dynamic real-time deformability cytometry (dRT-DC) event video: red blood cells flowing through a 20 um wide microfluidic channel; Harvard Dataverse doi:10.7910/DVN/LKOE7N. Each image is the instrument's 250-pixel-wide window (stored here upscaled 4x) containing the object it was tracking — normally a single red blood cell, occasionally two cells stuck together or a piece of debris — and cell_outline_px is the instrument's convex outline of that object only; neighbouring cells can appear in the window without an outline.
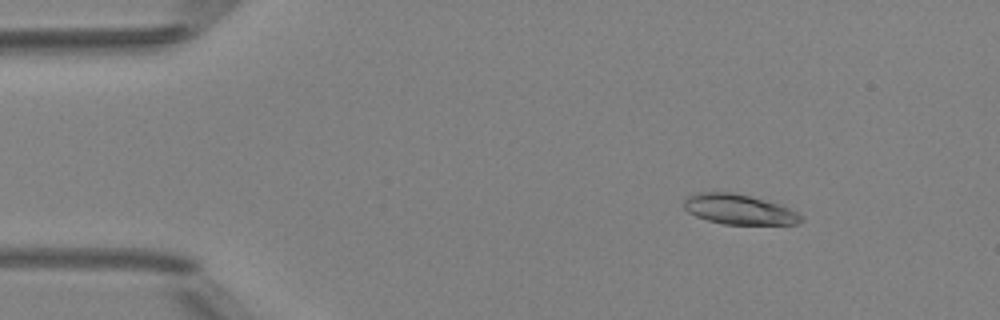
{"species": "Egyptian fruit bat (a non-hibernating species)", "species_latin": "Rousettus aegyptiacus", "temperature_condition": "room temperature", "stored_images_in_passage": 5, "camera_frame_rate_fps": 3000, "um_per_image_px": 0.085, "animal": {"sex": "female"}, "frame": {"image": 1, "passage_image": 2, "time_ms": 1.333, "image_size_px": [1000, 320], "cell_outline_px": [[804, 220], [800, 224], [724, 224], [708, 220], [696, 216], [688, 212], [684, 208], [684, 200], [688, 196], [696, 192], [732, 192], [780, 204], [804, 216]], "centroid_in_image_um": [62.83, 17.8], "position_along_channel_um": 22.2, "area_um2": 20.46}}
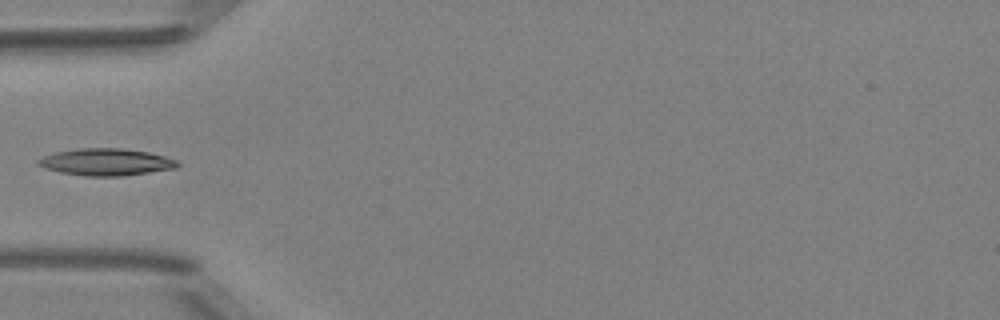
{"frame": {"image": 2, "passage_image": 4, "time_ms": 4.667, "image_size_px": [1000, 320], "cell_outline_px": [[180, 164], [176, 168], [120, 176], [84, 176], [60, 172], [44, 168], [36, 164], [36, 160], [44, 156], [56, 152], [80, 148], [120, 148], [148, 152], [164, 156], [176, 160]], "centroid_in_image_um": [8.98, 13.77], "position_along_channel_um": 76.0, "area_um2": 21.79}}
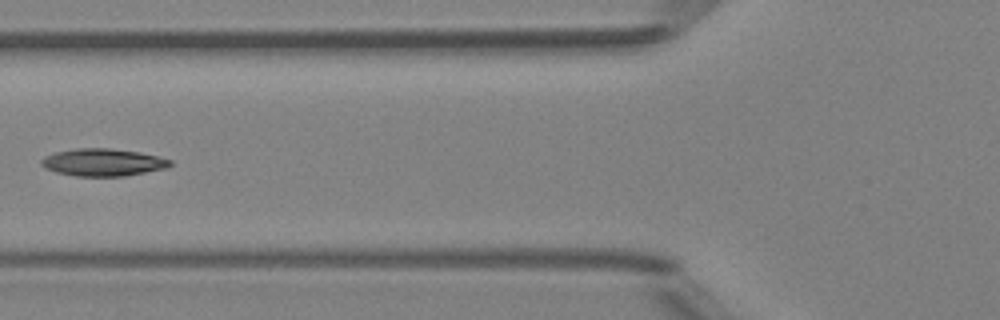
{"frame": {"image": 3, "passage_image": 5, "time_ms": 5.667, "image_size_px": [1000, 320], "cell_outline_px": [[172, 164], [168, 168], [124, 176], [76, 176], [56, 172], [44, 168], [40, 164], [40, 160], [44, 156], [56, 152], [76, 148], [112, 148], [140, 152], [172, 160]], "centroid_in_image_um": [8.74, 13.79], "position_along_channel_um": 117.1, "area_um2": 20.69}}